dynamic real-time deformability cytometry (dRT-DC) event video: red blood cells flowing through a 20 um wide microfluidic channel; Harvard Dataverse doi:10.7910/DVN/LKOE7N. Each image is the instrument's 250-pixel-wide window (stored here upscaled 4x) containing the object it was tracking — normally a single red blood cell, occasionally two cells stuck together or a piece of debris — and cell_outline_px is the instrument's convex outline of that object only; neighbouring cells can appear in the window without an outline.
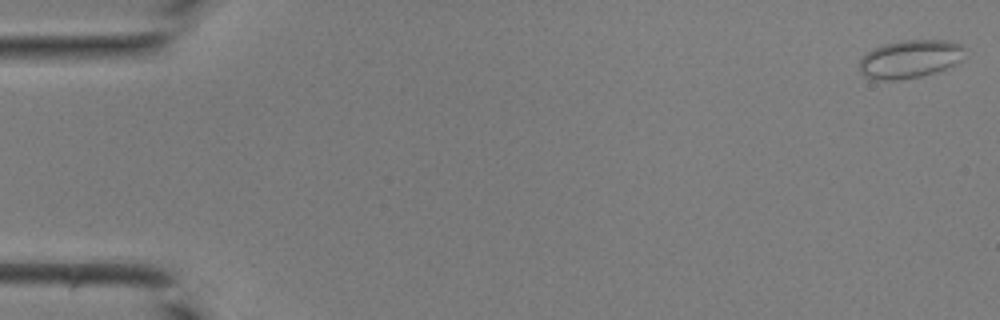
{"species": "common noctule bat (a hibernating species)", "species_latin": "Nyctalus noctula", "temperature_condition": "room temperature", "stored_images_in_passage": 40, "camera_frame_rate_fps": 3000, "um_per_image_px": 0.085, "animal": {"sex": "male", "body_mass_g": 19.0, "forearm_length_mm": 50.8}, "frame": {"image": 1, "passage_image": 1, "time_ms": 0.0, "image_size_px": [1000, 320], "cell_outline_px": [[964, 60], [936, 72], [920, 76], [896, 80], [876, 80], [864, 76], [860, 72], [860, 60], [872, 48], [884, 44], [904, 40], [948, 40], [960, 44], [964, 48]], "centroid_in_image_um": [77.36, 5.01], "position_along_channel_um": 7.6, "area_um2": 23.47}}
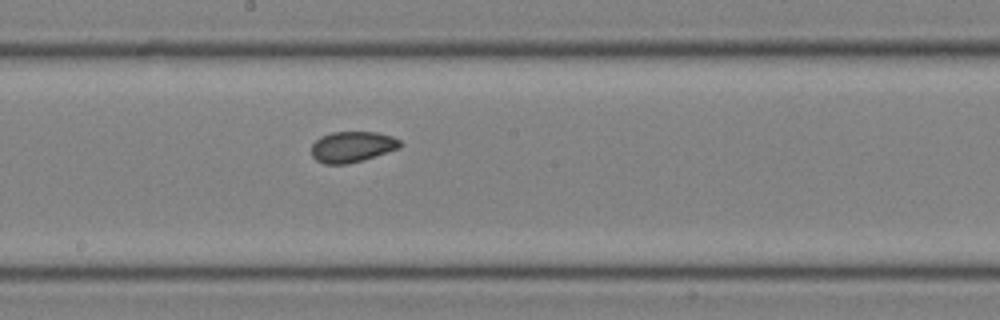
{"frame": {"image": 2, "passage_image": 24, "time_ms": 7.667, "image_size_px": [1000, 320], "cell_outline_px": [[404, 144], [400, 148], [364, 160], [348, 164], [324, 164], [316, 160], [312, 156], [312, 144], [320, 136], [332, 132], [376, 132], [392, 136], [400, 140]], "centroid_in_image_um": [29.96, 12.48], "position_along_channel_um": 218.2, "area_um2": 16.13}}
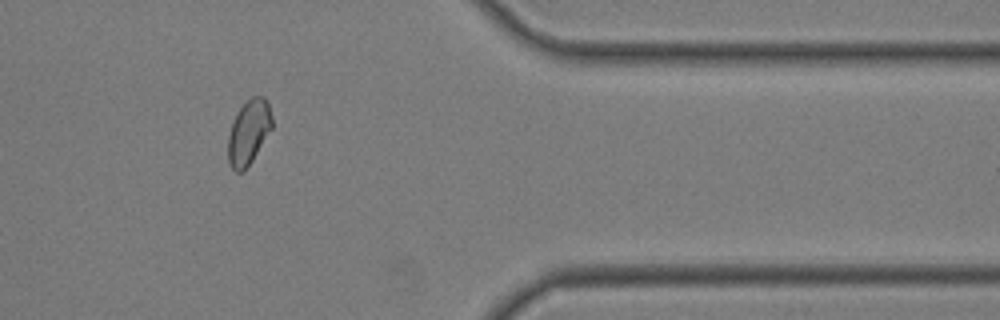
{"frame": {"image": 3, "passage_image": 36, "time_ms": 11.667, "image_size_px": [1000, 320], "cell_outline_px": [[272, 128], [252, 160], [244, 172], [236, 172], [228, 164], [228, 136], [236, 112], [252, 96], [264, 96], [268, 104], [272, 116]], "centroid_in_image_um": [21.13, 11.25], "position_along_channel_um": 390.3, "area_um2": 16.47}}